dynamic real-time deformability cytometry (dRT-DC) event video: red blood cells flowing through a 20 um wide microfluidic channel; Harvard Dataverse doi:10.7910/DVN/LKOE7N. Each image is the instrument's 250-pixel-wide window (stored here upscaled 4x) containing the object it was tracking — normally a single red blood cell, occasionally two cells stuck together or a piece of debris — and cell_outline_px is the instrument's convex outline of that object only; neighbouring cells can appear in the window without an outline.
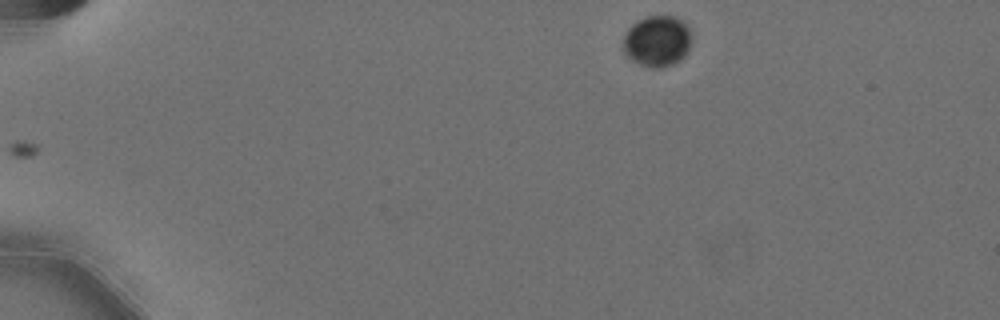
{"species": "Egyptian fruit bat (a non-hibernating species)", "species_latin": "Rousettus aegyptiacus", "temperature_condition": "cold", "stored_images_in_passage": 49, "camera_frame_rate_fps": 3000, "um_per_image_px": 0.085, "animal": {"sex": "female"}, "frame": {"image": 1, "passage_image": 1, "time_ms": 0.0, "image_size_px": [1000, 320], "cell_outline_px": [[688, 52], [680, 60], [672, 64], [660, 68], [652, 68], [640, 64], [624, 56], [624, 36], [628, 28], [632, 24], [648, 16], [676, 16], [688, 28]], "centroid_in_image_um": [55.81, 3.51], "position_along_channel_um": 29.2, "area_um2": 20.0}}
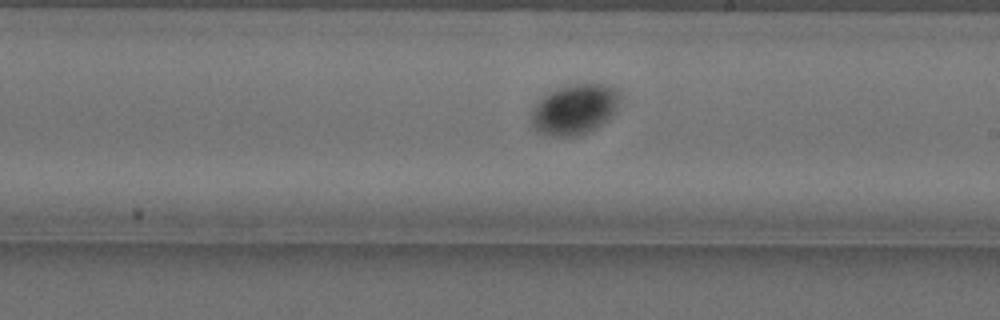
{"frame": {"image": 2, "passage_image": 26, "time_ms": 8.333, "image_size_px": [1000, 320], "cell_outline_px": [[620, 100], [616, 108], [608, 120], [596, 128], [588, 132], [576, 136], [556, 136], [544, 132], [536, 128], [532, 124], [532, 108], [548, 92], [568, 84], [604, 84], [616, 88], [620, 92]], "centroid_in_image_um": [48.89, 9.27], "position_along_channel_um": 240.1, "area_um2": 25.72}}
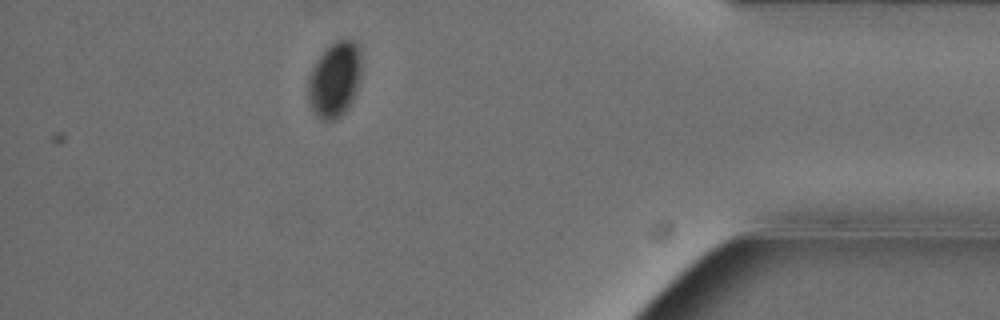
{"frame": {"image": 3, "passage_image": 43, "time_ms": 14.0, "image_size_px": [1000, 320], "cell_outline_px": [[360, 76], [352, 100], [348, 108], [336, 120], [320, 120], [312, 112], [308, 104], [308, 80], [312, 68], [316, 60], [336, 40], [356, 40], [360, 52]], "centroid_in_image_um": [28.42, 6.8], "position_along_channel_um": 406.8, "area_um2": 23.35}}